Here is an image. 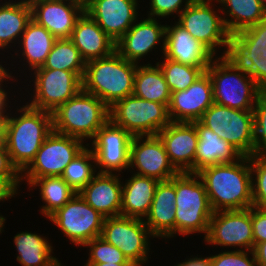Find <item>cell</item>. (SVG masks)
Here are the masks:
<instances>
[{
	"label": "cell",
	"instance_id": "d4e9b609",
	"mask_svg": "<svg viewBox=\"0 0 266 266\" xmlns=\"http://www.w3.org/2000/svg\"><path fill=\"white\" fill-rule=\"evenodd\" d=\"M121 176V174L97 173L79 194L105 218L120 216L122 179L124 180Z\"/></svg>",
	"mask_w": 266,
	"mask_h": 266
},
{
	"label": "cell",
	"instance_id": "484cf974",
	"mask_svg": "<svg viewBox=\"0 0 266 266\" xmlns=\"http://www.w3.org/2000/svg\"><path fill=\"white\" fill-rule=\"evenodd\" d=\"M2 1L0 0V54L4 57L0 56L1 63L4 62L5 56L11 54L13 47L16 49L27 24L32 19L29 0ZM5 52L8 54L4 55Z\"/></svg>",
	"mask_w": 266,
	"mask_h": 266
},
{
	"label": "cell",
	"instance_id": "74e56055",
	"mask_svg": "<svg viewBox=\"0 0 266 266\" xmlns=\"http://www.w3.org/2000/svg\"><path fill=\"white\" fill-rule=\"evenodd\" d=\"M83 248H87L88 259L85 264L96 263H114V264H132L124 256L119 248L113 246L101 236H98L87 242Z\"/></svg>",
	"mask_w": 266,
	"mask_h": 266
},
{
	"label": "cell",
	"instance_id": "ba28073f",
	"mask_svg": "<svg viewBox=\"0 0 266 266\" xmlns=\"http://www.w3.org/2000/svg\"><path fill=\"white\" fill-rule=\"evenodd\" d=\"M215 2L217 0H193L176 20L215 56H226L231 35L225 27L220 5Z\"/></svg>",
	"mask_w": 266,
	"mask_h": 266
},
{
	"label": "cell",
	"instance_id": "11a10c76",
	"mask_svg": "<svg viewBox=\"0 0 266 266\" xmlns=\"http://www.w3.org/2000/svg\"><path fill=\"white\" fill-rule=\"evenodd\" d=\"M260 1L263 4V6L265 7V9H266V0H260Z\"/></svg>",
	"mask_w": 266,
	"mask_h": 266
},
{
	"label": "cell",
	"instance_id": "b9f144b4",
	"mask_svg": "<svg viewBox=\"0 0 266 266\" xmlns=\"http://www.w3.org/2000/svg\"><path fill=\"white\" fill-rule=\"evenodd\" d=\"M207 257L211 266H258L254 252L248 250H222Z\"/></svg>",
	"mask_w": 266,
	"mask_h": 266
},
{
	"label": "cell",
	"instance_id": "9a60e30c",
	"mask_svg": "<svg viewBox=\"0 0 266 266\" xmlns=\"http://www.w3.org/2000/svg\"><path fill=\"white\" fill-rule=\"evenodd\" d=\"M133 136L110 120L88 143L93 150L98 173L121 174L129 168L130 144ZM124 171V172H123Z\"/></svg>",
	"mask_w": 266,
	"mask_h": 266
},
{
	"label": "cell",
	"instance_id": "277c9868",
	"mask_svg": "<svg viewBox=\"0 0 266 266\" xmlns=\"http://www.w3.org/2000/svg\"><path fill=\"white\" fill-rule=\"evenodd\" d=\"M109 120V107L83 90L52 112L53 131L78 138L87 145Z\"/></svg>",
	"mask_w": 266,
	"mask_h": 266
},
{
	"label": "cell",
	"instance_id": "9c48e42d",
	"mask_svg": "<svg viewBox=\"0 0 266 266\" xmlns=\"http://www.w3.org/2000/svg\"><path fill=\"white\" fill-rule=\"evenodd\" d=\"M110 121L132 136H156L170 122L165 104L129 95L109 107Z\"/></svg>",
	"mask_w": 266,
	"mask_h": 266
},
{
	"label": "cell",
	"instance_id": "5b68a950",
	"mask_svg": "<svg viewBox=\"0 0 266 266\" xmlns=\"http://www.w3.org/2000/svg\"><path fill=\"white\" fill-rule=\"evenodd\" d=\"M175 237L204 234L213 215L205 186L196 173L175 176Z\"/></svg>",
	"mask_w": 266,
	"mask_h": 266
},
{
	"label": "cell",
	"instance_id": "c3c4849f",
	"mask_svg": "<svg viewBox=\"0 0 266 266\" xmlns=\"http://www.w3.org/2000/svg\"><path fill=\"white\" fill-rule=\"evenodd\" d=\"M253 252L258 266H266V241L258 243Z\"/></svg>",
	"mask_w": 266,
	"mask_h": 266
},
{
	"label": "cell",
	"instance_id": "ac0fdd59",
	"mask_svg": "<svg viewBox=\"0 0 266 266\" xmlns=\"http://www.w3.org/2000/svg\"><path fill=\"white\" fill-rule=\"evenodd\" d=\"M142 17L115 43V50L122 57L138 65L151 52H158L157 46L162 56L165 49L166 25L159 19Z\"/></svg>",
	"mask_w": 266,
	"mask_h": 266
},
{
	"label": "cell",
	"instance_id": "4316f807",
	"mask_svg": "<svg viewBox=\"0 0 266 266\" xmlns=\"http://www.w3.org/2000/svg\"><path fill=\"white\" fill-rule=\"evenodd\" d=\"M69 39L85 62L108 57L115 51V42L86 12L77 20Z\"/></svg>",
	"mask_w": 266,
	"mask_h": 266
},
{
	"label": "cell",
	"instance_id": "681fc988",
	"mask_svg": "<svg viewBox=\"0 0 266 266\" xmlns=\"http://www.w3.org/2000/svg\"><path fill=\"white\" fill-rule=\"evenodd\" d=\"M14 196H11L9 194H5L3 193L1 196H0V203L3 201V202H8L10 199H12ZM9 199V200H8ZM6 217L1 215V212H0V235L5 232L4 231V227H5V221H6Z\"/></svg>",
	"mask_w": 266,
	"mask_h": 266
},
{
	"label": "cell",
	"instance_id": "9f6ffc18",
	"mask_svg": "<svg viewBox=\"0 0 266 266\" xmlns=\"http://www.w3.org/2000/svg\"><path fill=\"white\" fill-rule=\"evenodd\" d=\"M69 1L85 2V0H69Z\"/></svg>",
	"mask_w": 266,
	"mask_h": 266
},
{
	"label": "cell",
	"instance_id": "f907efd6",
	"mask_svg": "<svg viewBox=\"0 0 266 266\" xmlns=\"http://www.w3.org/2000/svg\"><path fill=\"white\" fill-rule=\"evenodd\" d=\"M83 266H135L133 264H114V263H96V264H84Z\"/></svg>",
	"mask_w": 266,
	"mask_h": 266
},
{
	"label": "cell",
	"instance_id": "d6a6232c",
	"mask_svg": "<svg viewBox=\"0 0 266 266\" xmlns=\"http://www.w3.org/2000/svg\"><path fill=\"white\" fill-rule=\"evenodd\" d=\"M133 95L158 103L170 104L171 92L157 64L149 61L137 65L134 76Z\"/></svg>",
	"mask_w": 266,
	"mask_h": 266
},
{
	"label": "cell",
	"instance_id": "f35d334b",
	"mask_svg": "<svg viewBox=\"0 0 266 266\" xmlns=\"http://www.w3.org/2000/svg\"><path fill=\"white\" fill-rule=\"evenodd\" d=\"M21 173L11 163L5 143L0 147V190L11 196L20 194ZM17 194V195H16Z\"/></svg>",
	"mask_w": 266,
	"mask_h": 266
},
{
	"label": "cell",
	"instance_id": "d6986e66",
	"mask_svg": "<svg viewBox=\"0 0 266 266\" xmlns=\"http://www.w3.org/2000/svg\"><path fill=\"white\" fill-rule=\"evenodd\" d=\"M140 0H85V12L116 43L139 19ZM139 5V6H138Z\"/></svg>",
	"mask_w": 266,
	"mask_h": 266
},
{
	"label": "cell",
	"instance_id": "8992f818",
	"mask_svg": "<svg viewBox=\"0 0 266 266\" xmlns=\"http://www.w3.org/2000/svg\"><path fill=\"white\" fill-rule=\"evenodd\" d=\"M206 72L213 85L214 103L236 110L253 111L263 90L244 70L226 56H216Z\"/></svg>",
	"mask_w": 266,
	"mask_h": 266
},
{
	"label": "cell",
	"instance_id": "816d5d0a",
	"mask_svg": "<svg viewBox=\"0 0 266 266\" xmlns=\"http://www.w3.org/2000/svg\"><path fill=\"white\" fill-rule=\"evenodd\" d=\"M5 125H0V147L4 144Z\"/></svg>",
	"mask_w": 266,
	"mask_h": 266
},
{
	"label": "cell",
	"instance_id": "ffe728a7",
	"mask_svg": "<svg viewBox=\"0 0 266 266\" xmlns=\"http://www.w3.org/2000/svg\"><path fill=\"white\" fill-rule=\"evenodd\" d=\"M32 19L56 39L70 38L77 20L85 12V2L69 0H29Z\"/></svg>",
	"mask_w": 266,
	"mask_h": 266
},
{
	"label": "cell",
	"instance_id": "cb8c5ba5",
	"mask_svg": "<svg viewBox=\"0 0 266 266\" xmlns=\"http://www.w3.org/2000/svg\"><path fill=\"white\" fill-rule=\"evenodd\" d=\"M175 176L159 181L150 210L143 219L150 233L158 240L175 236Z\"/></svg>",
	"mask_w": 266,
	"mask_h": 266
},
{
	"label": "cell",
	"instance_id": "e0dca14e",
	"mask_svg": "<svg viewBox=\"0 0 266 266\" xmlns=\"http://www.w3.org/2000/svg\"><path fill=\"white\" fill-rule=\"evenodd\" d=\"M157 181L170 180L179 172L170 163L165 147L156 136H133L128 172Z\"/></svg>",
	"mask_w": 266,
	"mask_h": 266
},
{
	"label": "cell",
	"instance_id": "603a6c76",
	"mask_svg": "<svg viewBox=\"0 0 266 266\" xmlns=\"http://www.w3.org/2000/svg\"><path fill=\"white\" fill-rule=\"evenodd\" d=\"M171 21L169 25L165 23L163 56L184 65L202 68L206 72L216 56L201 42L193 38L177 21Z\"/></svg>",
	"mask_w": 266,
	"mask_h": 266
},
{
	"label": "cell",
	"instance_id": "60d3db41",
	"mask_svg": "<svg viewBox=\"0 0 266 266\" xmlns=\"http://www.w3.org/2000/svg\"><path fill=\"white\" fill-rule=\"evenodd\" d=\"M254 147L253 155L266 156V90H262L253 108Z\"/></svg>",
	"mask_w": 266,
	"mask_h": 266
},
{
	"label": "cell",
	"instance_id": "30bf717a",
	"mask_svg": "<svg viewBox=\"0 0 266 266\" xmlns=\"http://www.w3.org/2000/svg\"><path fill=\"white\" fill-rule=\"evenodd\" d=\"M199 121L230 143L242 156L253 155V111L236 110L213 103Z\"/></svg>",
	"mask_w": 266,
	"mask_h": 266
},
{
	"label": "cell",
	"instance_id": "7bdbcfd3",
	"mask_svg": "<svg viewBox=\"0 0 266 266\" xmlns=\"http://www.w3.org/2000/svg\"><path fill=\"white\" fill-rule=\"evenodd\" d=\"M149 11L147 16L149 18H156L160 20H168L169 17H179L180 13L193 1V0H149ZM176 14V15H174ZM166 18V19H165Z\"/></svg>",
	"mask_w": 266,
	"mask_h": 266
},
{
	"label": "cell",
	"instance_id": "83f0119b",
	"mask_svg": "<svg viewBox=\"0 0 266 266\" xmlns=\"http://www.w3.org/2000/svg\"><path fill=\"white\" fill-rule=\"evenodd\" d=\"M198 132V145L195 154V173L217 164L233 163L242 155L233 146L219 137L200 121L192 122Z\"/></svg>",
	"mask_w": 266,
	"mask_h": 266
},
{
	"label": "cell",
	"instance_id": "d590c367",
	"mask_svg": "<svg viewBox=\"0 0 266 266\" xmlns=\"http://www.w3.org/2000/svg\"><path fill=\"white\" fill-rule=\"evenodd\" d=\"M97 173L93 150L87 145L66 166L61 177L79 193Z\"/></svg>",
	"mask_w": 266,
	"mask_h": 266
},
{
	"label": "cell",
	"instance_id": "5bb4252c",
	"mask_svg": "<svg viewBox=\"0 0 266 266\" xmlns=\"http://www.w3.org/2000/svg\"><path fill=\"white\" fill-rule=\"evenodd\" d=\"M206 245L229 250L253 251L252 207L244 210L213 212L209 221ZM237 247V248H236Z\"/></svg>",
	"mask_w": 266,
	"mask_h": 266
},
{
	"label": "cell",
	"instance_id": "2e32d148",
	"mask_svg": "<svg viewBox=\"0 0 266 266\" xmlns=\"http://www.w3.org/2000/svg\"><path fill=\"white\" fill-rule=\"evenodd\" d=\"M55 41L56 38L45 27H42L33 19L29 21L17 45L18 47L12 50V52L14 51L13 52L14 54L11 53L10 57L8 56L6 58V61H4V63H7L8 59L10 61V58H12L13 61L11 60L10 64L8 63L4 65L2 64V69L6 71V73L12 78L14 88L16 87L14 84L15 81L17 85L18 77L23 79L21 75L24 74L25 76L24 78H26L28 76L27 75L28 71H29L28 73L30 74L34 70L43 66ZM16 58H19V61ZM13 62L17 63V65H19L20 62H23L21 64L22 66L20 65L19 67H17L19 69L18 72L21 71L19 76L17 70H15L16 66L13 65L14 64ZM9 66H12L11 68L14 69L13 70L15 71L14 74L12 70L10 71ZM13 66L15 67L13 68ZM27 69L28 71L25 72V70ZM15 73L17 74V76H14L16 75Z\"/></svg>",
	"mask_w": 266,
	"mask_h": 266
},
{
	"label": "cell",
	"instance_id": "6da1fadb",
	"mask_svg": "<svg viewBox=\"0 0 266 266\" xmlns=\"http://www.w3.org/2000/svg\"><path fill=\"white\" fill-rule=\"evenodd\" d=\"M17 98L19 97L12 101L15 104H9L5 114L4 143L11 163L21 173L35 158L42 143L53 131V123L52 113L29 106L23 97L18 99L22 102V105H19L16 103L19 102Z\"/></svg>",
	"mask_w": 266,
	"mask_h": 266
},
{
	"label": "cell",
	"instance_id": "f6af8a7d",
	"mask_svg": "<svg viewBox=\"0 0 266 266\" xmlns=\"http://www.w3.org/2000/svg\"><path fill=\"white\" fill-rule=\"evenodd\" d=\"M234 40H257L266 44V18L257 25L246 28L231 36Z\"/></svg>",
	"mask_w": 266,
	"mask_h": 266
},
{
	"label": "cell",
	"instance_id": "ee69618b",
	"mask_svg": "<svg viewBox=\"0 0 266 266\" xmlns=\"http://www.w3.org/2000/svg\"><path fill=\"white\" fill-rule=\"evenodd\" d=\"M254 247L266 241V209L252 206Z\"/></svg>",
	"mask_w": 266,
	"mask_h": 266
},
{
	"label": "cell",
	"instance_id": "f546056e",
	"mask_svg": "<svg viewBox=\"0 0 266 266\" xmlns=\"http://www.w3.org/2000/svg\"><path fill=\"white\" fill-rule=\"evenodd\" d=\"M226 57L244 70L266 90V44L257 40L229 39Z\"/></svg>",
	"mask_w": 266,
	"mask_h": 266
},
{
	"label": "cell",
	"instance_id": "3957f363",
	"mask_svg": "<svg viewBox=\"0 0 266 266\" xmlns=\"http://www.w3.org/2000/svg\"><path fill=\"white\" fill-rule=\"evenodd\" d=\"M137 65L116 50L108 57L88 61L82 78V90L111 107L116 101L133 94Z\"/></svg>",
	"mask_w": 266,
	"mask_h": 266
},
{
	"label": "cell",
	"instance_id": "db71d44e",
	"mask_svg": "<svg viewBox=\"0 0 266 266\" xmlns=\"http://www.w3.org/2000/svg\"><path fill=\"white\" fill-rule=\"evenodd\" d=\"M52 266H66L63 263H61L60 260H57Z\"/></svg>",
	"mask_w": 266,
	"mask_h": 266
},
{
	"label": "cell",
	"instance_id": "8d00e7d4",
	"mask_svg": "<svg viewBox=\"0 0 266 266\" xmlns=\"http://www.w3.org/2000/svg\"><path fill=\"white\" fill-rule=\"evenodd\" d=\"M158 56L154 62L161 69L171 93L186 90L205 72L202 68L184 65L162 55Z\"/></svg>",
	"mask_w": 266,
	"mask_h": 266
},
{
	"label": "cell",
	"instance_id": "e575fe53",
	"mask_svg": "<svg viewBox=\"0 0 266 266\" xmlns=\"http://www.w3.org/2000/svg\"><path fill=\"white\" fill-rule=\"evenodd\" d=\"M42 67L72 71L82 79L86 62L72 41L69 38H62L56 39Z\"/></svg>",
	"mask_w": 266,
	"mask_h": 266
},
{
	"label": "cell",
	"instance_id": "8fae6325",
	"mask_svg": "<svg viewBox=\"0 0 266 266\" xmlns=\"http://www.w3.org/2000/svg\"><path fill=\"white\" fill-rule=\"evenodd\" d=\"M101 237L120 249L124 256L135 266H144L151 250L150 233L143 219L125 216L106 217Z\"/></svg>",
	"mask_w": 266,
	"mask_h": 266
},
{
	"label": "cell",
	"instance_id": "836d02e7",
	"mask_svg": "<svg viewBox=\"0 0 266 266\" xmlns=\"http://www.w3.org/2000/svg\"><path fill=\"white\" fill-rule=\"evenodd\" d=\"M28 189L39 191V197L43 202L39 212L47 219L77 193L61 176L36 178L28 185Z\"/></svg>",
	"mask_w": 266,
	"mask_h": 266
},
{
	"label": "cell",
	"instance_id": "f1b7e54d",
	"mask_svg": "<svg viewBox=\"0 0 266 266\" xmlns=\"http://www.w3.org/2000/svg\"><path fill=\"white\" fill-rule=\"evenodd\" d=\"M130 173L131 177L125 179V182L122 180L120 215L144 219L150 210L159 181Z\"/></svg>",
	"mask_w": 266,
	"mask_h": 266
},
{
	"label": "cell",
	"instance_id": "7a4b0ae2",
	"mask_svg": "<svg viewBox=\"0 0 266 266\" xmlns=\"http://www.w3.org/2000/svg\"><path fill=\"white\" fill-rule=\"evenodd\" d=\"M202 180L213 212L244 210L253 206L250 157L217 164L196 173Z\"/></svg>",
	"mask_w": 266,
	"mask_h": 266
},
{
	"label": "cell",
	"instance_id": "52a82bcc",
	"mask_svg": "<svg viewBox=\"0 0 266 266\" xmlns=\"http://www.w3.org/2000/svg\"><path fill=\"white\" fill-rule=\"evenodd\" d=\"M28 75L26 79L30 84L27 82V88H18L20 91L25 88V93L23 91L17 95H26L24 99L29 97L26 102L29 106L50 113L82 90V79L72 71L40 67Z\"/></svg>",
	"mask_w": 266,
	"mask_h": 266
},
{
	"label": "cell",
	"instance_id": "1f68e13d",
	"mask_svg": "<svg viewBox=\"0 0 266 266\" xmlns=\"http://www.w3.org/2000/svg\"><path fill=\"white\" fill-rule=\"evenodd\" d=\"M228 33L232 36L266 18V9L260 0H217Z\"/></svg>",
	"mask_w": 266,
	"mask_h": 266
},
{
	"label": "cell",
	"instance_id": "f5cc1de1",
	"mask_svg": "<svg viewBox=\"0 0 266 266\" xmlns=\"http://www.w3.org/2000/svg\"><path fill=\"white\" fill-rule=\"evenodd\" d=\"M5 114L6 111H0V125H5Z\"/></svg>",
	"mask_w": 266,
	"mask_h": 266
},
{
	"label": "cell",
	"instance_id": "7dc6e473",
	"mask_svg": "<svg viewBox=\"0 0 266 266\" xmlns=\"http://www.w3.org/2000/svg\"><path fill=\"white\" fill-rule=\"evenodd\" d=\"M187 258L183 262H177L174 266H211L207 256H186ZM189 257V258H188Z\"/></svg>",
	"mask_w": 266,
	"mask_h": 266
},
{
	"label": "cell",
	"instance_id": "44dd1931",
	"mask_svg": "<svg viewBox=\"0 0 266 266\" xmlns=\"http://www.w3.org/2000/svg\"><path fill=\"white\" fill-rule=\"evenodd\" d=\"M170 163L179 172L195 173L198 132L193 123L170 122L157 133Z\"/></svg>",
	"mask_w": 266,
	"mask_h": 266
},
{
	"label": "cell",
	"instance_id": "7402d4cb",
	"mask_svg": "<svg viewBox=\"0 0 266 266\" xmlns=\"http://www.w3.org/2000/svg\"><path fill=\"white\" fill-rule=\"evenodd\" d=\"M213 103L212 81L209 74L204 72L186 90L171 93L169 118L171 122L199 121Z\"/></svg>",
	"mask_w": 266,
	"mask_h": 266
},
{
	"label": "cell",
	"instance_id": "7c38bea8",
	"mask_svg": "<svg viewBox=\"0 0 266 266\" xmlns=\"http://www.w3.org/2000/svg\"><path fill=\"white\" fill-rule=\"evenodd\" d=\"M87 146L82 140L52 131L42 143L35 158L21 172L27 186L36 178L61 176L66 166Z\"/></svg>",
	"mask_w": 266,
	"mask_h": 266
},
{
	"label": "cell",
	"instance_id": "bcb514c9",
	"mask_svg": "<svg viewBox=\"0 0 266 266\" xmlns=\"http://www.w3.org/2000/svg\"><path fill=\"white\" fill-rule=\"evenodd\" d=\"M9 80L11 81V83L9 82ZM7 84H12V78L6 73V71H4L2 68L0 69V111H7V108L9 106V104L11 103V100H13V97H16V92L12 90V86L11 85L9 87V85ZM8 90H7V88ZM6 88V89H5ZM11 89V90H10ZM11 91H13L14 93L11 95ZM11 95V96H10ZM12 97V98H11ZM11 98V99H10ZM10 100V101H9Z\"/></svg>",
	"mask_w": 266,
	"mask_h": 266
},
{
	"label": "cell",
	"instance_id": "4dcf8cb0",
	"mask_svg": "<svg viewBox=\"0 0 266 266\" xmlns=\"http://www.w3.org/2000/svg\"><path fill=\"white\" fill-rule=\"evenodd\" d=\"M44 235L24 230L13 237L16 261L21 266H52L58 260L52 255L55 250L52 243Z\"/></svg>",
	"mask_w": 266,
	"mask_h": 266
},
{
	"label": "cell",
	"instance_id": "4fadbf2b",
	"mask_svg": "<svg viewBox=\"0 0 266 266\" xmlns=\"http://www.w3.org/2000/svg\"><path fill=\"white\" fill-rule=\"evenodd\" d=\"M104 219L79 193L48 218L71 244L80 248L101 236Z\"/></svg>",
	"mask_w": 266,
	"mask_h": 266
},
{
	"label": "cell",
	"instance_id": "ab89813d",
	"mask_svg": "<svg viewBox=\"0 0 266 266\" xmlns=\"http://www.w3.org/2000/svg\"><path fill=\"white\" fill-rule=\"evenodd\" d=\"M253 206L266 209V156H250Z\"/></svg>",
	"mask_w": 266,
	"mask_h": 266
}]
</instances>
